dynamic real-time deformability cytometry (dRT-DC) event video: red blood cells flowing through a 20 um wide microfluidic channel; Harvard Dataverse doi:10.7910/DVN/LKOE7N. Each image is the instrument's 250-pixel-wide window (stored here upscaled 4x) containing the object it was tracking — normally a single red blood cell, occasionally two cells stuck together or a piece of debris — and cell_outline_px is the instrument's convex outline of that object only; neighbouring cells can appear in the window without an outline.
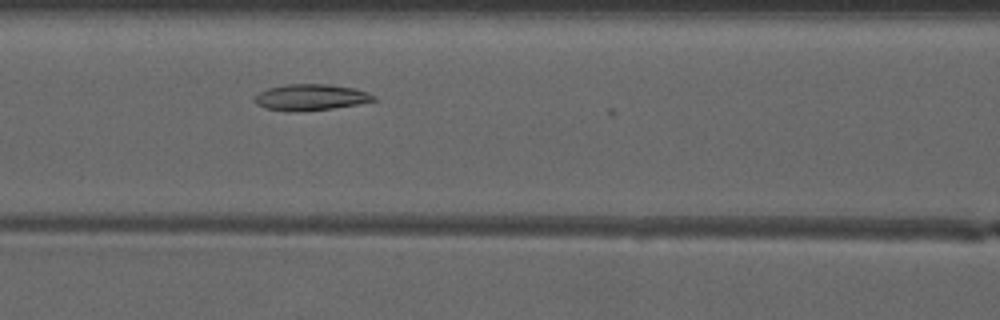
{"species": "common noctule bat (a hibernating species)", "species_latin": "Nyctalus noctula", "temperature_condition": "warm", "stored_images_in_passage": 10, "camera_frame_rate_fps": 3000, "um_per_image_px": 0.085, "animal": {"sex": "male", "forearm_length_mm": 52.5}, "frame": {"image": 1, "passage_image": 9, "time_ms": 2.667, "image_size_px": [1000, 320], "cell_outline_px": [[376, 100], [360, 104], [332, 108], [288, 112], [264, 108], [256, 104], [256, 96], [260, 92], [268, 88], [288, 84], [328, 84], [352, 88], [368, 92], [376, 96]], "centroid_in_image_um": [26.43, 8.27], "position_along_channel_um": 140.2, "area_um2": 18.03}}